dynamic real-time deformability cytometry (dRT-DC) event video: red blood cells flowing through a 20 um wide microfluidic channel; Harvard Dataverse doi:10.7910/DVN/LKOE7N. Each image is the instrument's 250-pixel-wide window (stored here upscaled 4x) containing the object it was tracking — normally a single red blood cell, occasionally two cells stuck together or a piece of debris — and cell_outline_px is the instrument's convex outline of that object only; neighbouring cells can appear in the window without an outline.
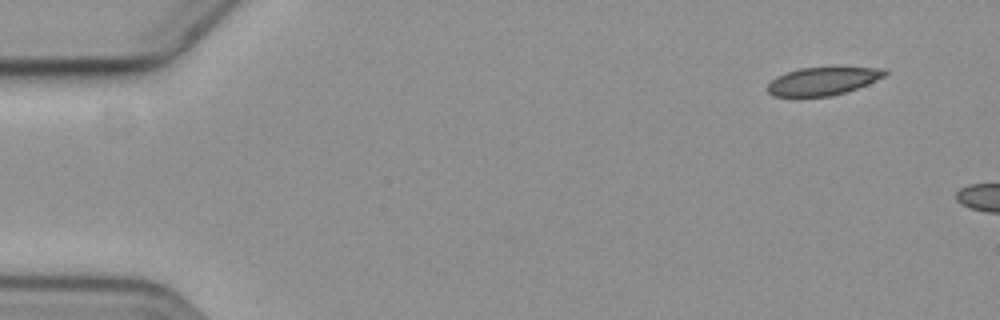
{"species": "common noctule bat (a hibernating species)", "species_latin": "Nyctalus noctula", "temperature_condition": "cold", "stored_images_in_passage": 3, "camera_frame_rate_fps": 3000, "um_per_image_px": 0.085, "animal": {"sex": "female", "body_mass_g": 19.3, "forearm_length_mm": 54.1}, "frame": {"image": 1, "passage_image": 1, "time_ms": 0.0, "image_size_px": [1000, 320], "cell_outline_px": [[888, 72], [884, 76], [868, 84], [848, 92], [832, 96], [772, 96], [764, 88], [776, 76], [800, 68], [832, 64], [888, 68]], "centroid_in_image_um": [70.02, 6.83], "position_along_channel_um": 15.0, "area_um2": 20.35}}